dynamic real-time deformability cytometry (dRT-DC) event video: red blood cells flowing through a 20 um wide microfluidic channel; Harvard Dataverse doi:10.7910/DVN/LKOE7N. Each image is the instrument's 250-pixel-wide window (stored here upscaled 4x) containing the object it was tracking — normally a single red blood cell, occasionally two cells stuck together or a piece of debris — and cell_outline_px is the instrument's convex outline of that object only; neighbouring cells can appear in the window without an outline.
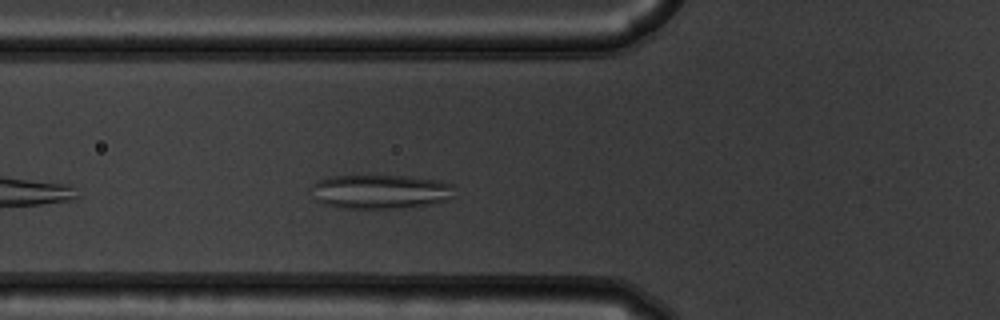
{"species": "common noctule bat (a hibernating species)", "species_latin": "Nyctalus noctula", "temperature_condition": "warm", "stored_images_in_passage": 10, "camera_frame_rate_fps": 3000, "um_per_image_px": 0.085, "animal": {"sex": "male", "body_mass_g": 19.5, "forearm_length_mm": 54.6}, "frame": {"image": 1, "passage_image": 5, "time_ms": 1.333, "image_size_px": [1000, 320], "cell_outline_px": [[456, 196], [448, 200], [436, 204], [400, 208], [340, 208], [324, 204], [316, 200], [308, 188], [316, 180], [328, 176], [408, 176], [440, 180], [452, 184]], "centroid_in_image_um": [32.34, 16.29], "position_along_channel_um": 93.5, "area_um2": 29.19}}